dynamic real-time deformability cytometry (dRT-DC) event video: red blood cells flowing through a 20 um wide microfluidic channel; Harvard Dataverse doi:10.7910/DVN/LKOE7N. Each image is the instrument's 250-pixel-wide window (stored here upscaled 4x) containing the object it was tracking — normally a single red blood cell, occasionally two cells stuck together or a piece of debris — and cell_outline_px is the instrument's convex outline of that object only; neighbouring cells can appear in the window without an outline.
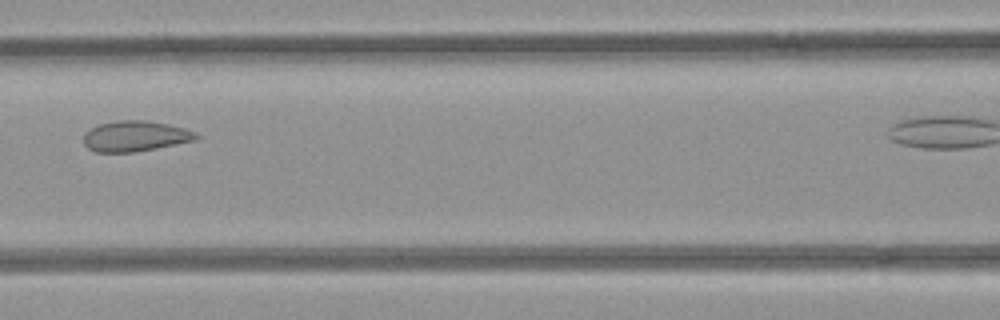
{"species": "common noctule bat (a hibernating species)", "species_latin": "Nyctalus noctula", "temperature_condition": "room temperature", "stored_images_in_passage": 5, "segment_of_instrument_passage": [1, 2], "camera_frame_rate_fps": 3000, "um_per_image_px": 0.085, "animal": {"sex": "female", "body_mass_g": 21.9}, "frame": {"image": 1, "passage_image": 4, "time_ms": 1.0, "image_size_px": [1000, 320], "cell_outline_px": [[200, 136], [196, 140], [136, 152], [96, 152], [88, 148], [84, 144], [84, 132], [100, 124], [116, 120], [148, 120], [168, 124], [184, 128], [196, 132]], "centroid_in_image_um": [11.5, 11.57], "position_along_channel_um": 155.1, "area_um2": 20.11}}